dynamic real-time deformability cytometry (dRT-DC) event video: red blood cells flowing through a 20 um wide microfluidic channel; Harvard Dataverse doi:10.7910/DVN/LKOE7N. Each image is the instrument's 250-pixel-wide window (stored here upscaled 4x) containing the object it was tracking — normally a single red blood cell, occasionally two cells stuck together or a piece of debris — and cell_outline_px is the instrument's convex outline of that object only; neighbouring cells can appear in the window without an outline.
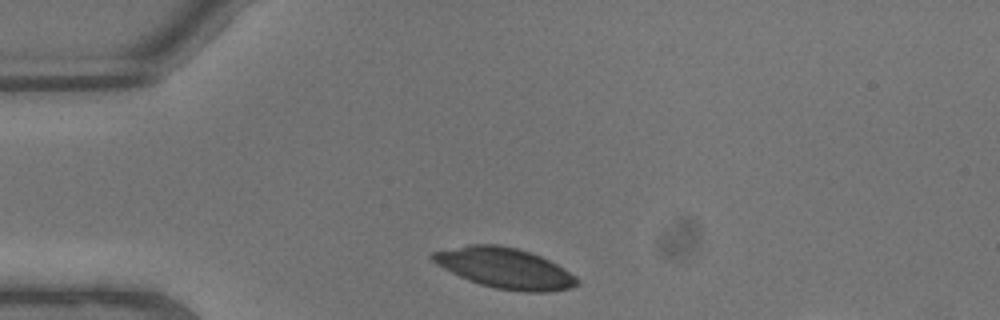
{"species": "common noctule bat (a hibernating species)", "species_latin": "Nyctalus noctula", "temperature_condition": "warm", "stored_images_in_passage": 2, "camera_frame_rate_fps": 3000, "um_per_image_px": 0.085, "animal": {"sex": "male", "body_mass_g": 13.3}, "frame": {"image": 1, "passage_image": 1, "time_ms": 0.0, "image_size_px": [1000, 320], "cell_outline_px": [[580, 284], [572, 288], [548, 292], [520, 292], [496, 288], [480, 284], [468, 280], [436, 264], [428, 256], [432, 252], [472, 244], [500, 244], [516, 248], [540, 256], [564, 268], [576, 276], [580, 280]], "centroid_in_image_um": [42.94, 22.8], "position_along_channel_um": 42.1, "area_um2": 34.04}}